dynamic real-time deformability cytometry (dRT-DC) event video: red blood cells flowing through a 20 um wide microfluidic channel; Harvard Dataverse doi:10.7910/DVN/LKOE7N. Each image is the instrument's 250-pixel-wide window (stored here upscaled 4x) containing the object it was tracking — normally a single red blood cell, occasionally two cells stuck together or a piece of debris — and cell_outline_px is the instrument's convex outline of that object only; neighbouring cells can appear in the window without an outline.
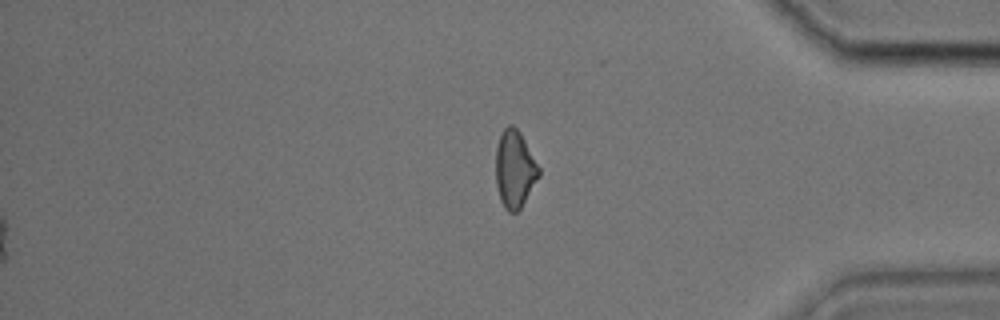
{"species": "common noctule bat (a hibernating species)", "species_latin": "Nyctalus noctula", "temperature_condition": "cold", "stored_images_in_passage": 39, "segment_of_instrument_passage": [2, 2], "camera_frame_rate_fps": 3000, "um_per_image_px": 0.085, "animal": {"sex": "male", "body_mass_g": 17.9, "forearm_length_mm": 54.2}, "frame": {"image": 1, "passage_image": 39, "time_ms": 12.667, "image_size_px": [1000, 320], "cell_outline_px": [[540, 176], [520, 208], [516, 212], [508, 212], [504, 208], [500, 200], [496, 184], [496, 148], [500, 136], [504, 128], [508, 124], [512, 124], [520, 132], [540, 168]], "centroid_in_image_um": [43.75, 14.38], "position_along_channel_um": 391.5, "area_um2": 19.36}}